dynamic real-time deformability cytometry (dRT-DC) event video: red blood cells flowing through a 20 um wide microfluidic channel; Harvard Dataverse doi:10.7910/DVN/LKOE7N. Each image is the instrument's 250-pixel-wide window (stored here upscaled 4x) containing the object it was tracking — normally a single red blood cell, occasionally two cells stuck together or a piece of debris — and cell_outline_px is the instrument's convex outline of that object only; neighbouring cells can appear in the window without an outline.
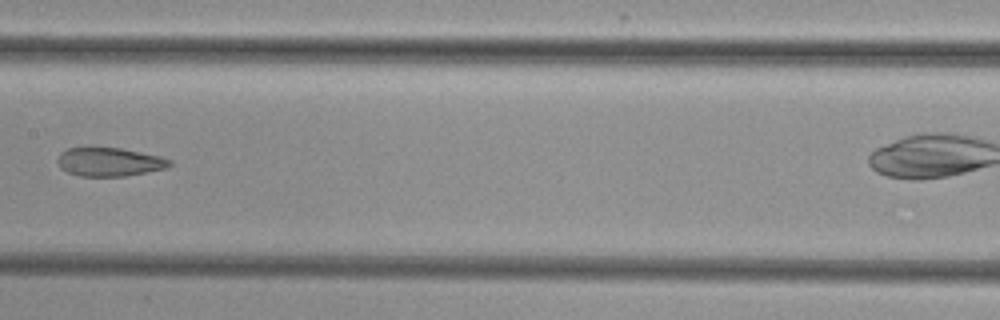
{"species": "common noctule bat (a hibernating species)", "species_latin": "Nyctalus noctula", "temperature_condition": "cold", "stored_images_in_passage": 9, "segment_of_instrument_passage": [1, 2], "camera_frame_rate_fps": 3000, "um_per_image_px": 0.085, "animal": {"sex": "female", "body_mass_g": 29.2, "forearm_length_mm": 56.3}, "frame": {"image": 1, "passage_image": 8, "time_ms": 9.0, "image_size_px": [1000, 320], "cell_outline_px": [[172, 164], [168, 168], [124, 176], [80, 176], [68, 172], [60, 168], [56, 160], [60, 152], [68, 148], [88, 144], [92, 144], [120, 148], [160, 156], [172, 160]], "centroid_in_image_um": [9.24, 13.71], "position_along_channel_um": 198.2, "area_um2": 19.48}}